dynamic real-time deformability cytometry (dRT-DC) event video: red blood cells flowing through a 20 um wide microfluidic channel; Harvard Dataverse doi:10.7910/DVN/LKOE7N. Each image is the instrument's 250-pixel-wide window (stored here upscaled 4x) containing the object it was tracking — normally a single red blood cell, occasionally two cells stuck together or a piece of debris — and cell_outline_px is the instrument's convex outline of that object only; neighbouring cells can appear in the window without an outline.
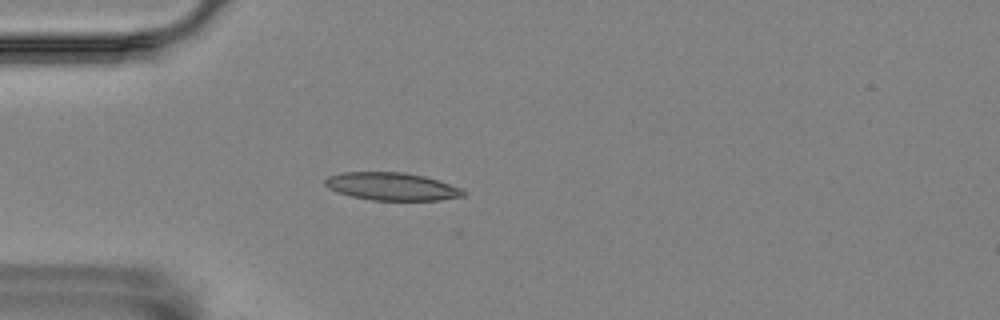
{"species": "Egyptian fruit bat (a non-hibernating species)", "species_latin": "Rousettus aegyptiacus", "temperature_condition": "room temperature", "stored_images_in_passage": 52, "camera_frame_rate_fps": 3000, "um_per_image_px": 0.085, "animal": {"sex": "female"}, "frame": {"image": 1, "passage_image": 12, "time_ms": 3.667, "image_size_px": [1000, 320], "cell_outline_px": [[468, 192], [464, 196], [440, 200], [372, 200], [352, 196], [336, 192], [328, 188], [324, 184], [324, 180], [328, 176], [344, 172], [404, 172], [424, 176], [460, 188]], "centroid_in_image_um": [33.28, 15.85], "position_along_channel_um": 51.7, "area_um2": 22.31}}
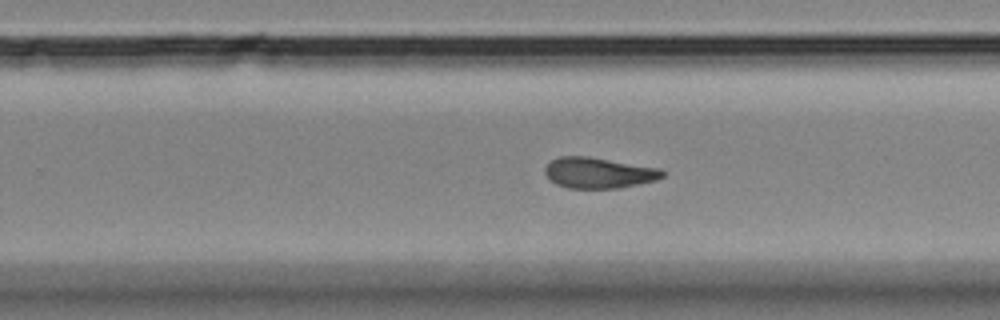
{"frame": {"image": 2, "passage_image": 32, "time_ms": 10.333, "image_size_px": [1000, 320], "cell_outline_px": [[664, 176], [656, 180], [640, 184], [620, 188], [568, 188], [556, 184], [544, 172], [544, 168], [552, 160], [560, 156], [588, 156], [660, 168], [664, 172]], "centroid_in_image_um": [50.9, 14.69], "position_along_channel_um": 278.9, "area_um2": 21.04}}
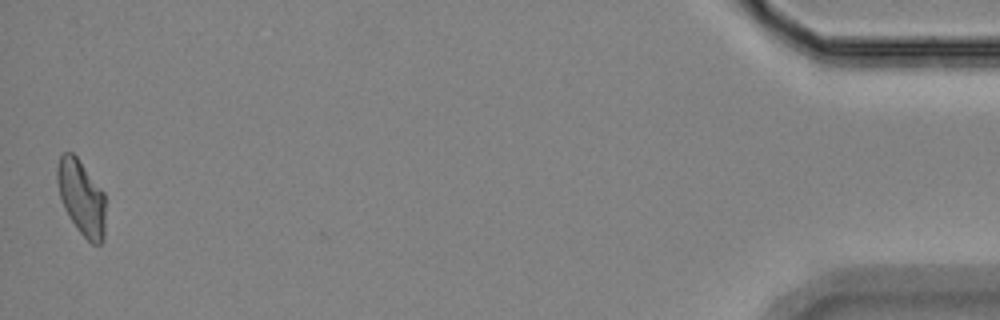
{"frame": {"image": 3, "passage_image": 52, "time_ms": 17.0, "image_size_px": [1000, 320], "cell_outline_px": [[104, 240], [100, 244], [92, 244], [76, 228], [68, 216], [64, 208], [60, 196], [56, 180], [56, 168], [60, 156], [64, 152], [72, 152], [76, 156], [104, 192]], "centroid_in_image_um": [6.9, 16.79], "position_along_channel_um": 428.3, "area_um2": 21.04}, "authors_computed_cell_mechanics": {"area_um2": 21.386, "velocity_mm_per_s": 3.5515, "shape_relaxation_time_tau1_ms": null, "shape_relaxation_time_tau2_ms": 3.9743, "deformation_change_tau1": null, "deformation_change_tau2": 0.1121}}